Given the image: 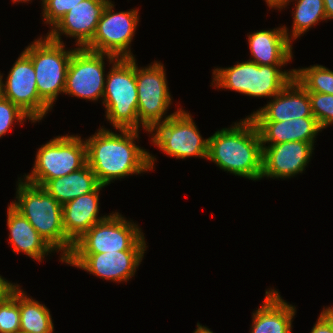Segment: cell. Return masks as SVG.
<instances>
[{
  "label": "cell",
  "instance_id": "11",
  "mask_svg": "<svg viewBox=\"0 0 333 333\" xmlns=\"http://www.w3.org/2000/svg\"><path fill=\"white\" fill-rule=\"evenodd\" d=\"M113 9L114 4L109 1L92 40L84 48L117 58H135L131 53L130 44L139 22V10L131 9L115 13Z\"/></svg>",
  "mask_w": 333,
  "mask_h": 333
},
{
  "label": "cell",
  "instance_id": "17",
  "mask_svg": "<svg viewBox=\"0 0 333 333\" xmlns=\"http://www.w3.org/2000/svg\"><path fill=\"white\" fill-rule=\"evenodd\" d=\"M253 121H287L296 118H315L310 98L293 78L268 104L249 116Z\"/></svg>",
  "mask_w": 333,
  "mask_h": 333
},
{
  "label": "cell",
  "instance_id": "12",
  "mask_svg": "<svg viewBox=\"0 0 333 333\" xmlns=\"http://www.w3.org/2000/svg\"><path fill=\"white\" fill-rule=\"evenodd\" d=\"M104 56H107L109 64L118 59L86 48H74L67 68L64 93L89 101L102 99L106 81Z\"/></svg>",
  "mask_w": 333,
  "mask_h": 333
},
{
  "label": "cell",
  "instance_id": "25",
  "mask_svg": "<svg viewBox=\"0 0 333 333\" xmlns=\"http://www.w3.org/2000/svg\"><path fill=\"white\" fill-rule=\"evenodd\" d=\"M293 1V0H292ZM295 12L293 14L292 33L289 41L297 39L309 28L314 26L320 20H327L324 0H295Z\"/></svg>",
  "mask_w": 333,
  "mask_h": 333
},
{
  "label": "cell",
  "instance_id": "1",
  "mask_svg": "<svg viewBox=\"0 0 333 333\" xmlns=\"http://www.w3.org/2000/svg\"><path fill=\"white\" fill-rule=\"evenodd\" d=\"M120 134L100 128L86 139L87 164L100 185H108L132 174L153 170L156 158L135 144L138 130L118 129Z\"/></svg>",
  "mask_w": 333,
  "mask_h": 333
},
{
  "label": "cell",
  "instance_id": "10",
  "mask_svg": "<svg viewBox=\"0 0 333 333\" xmlns=\"http://www.w3.org/2000/svg\"><path fill=\"white\" fill-rule=\"evenodd\" d=\"M192 119L191 114L181 109L149 132L153 135L151 142L176 159L207 158L209 139H202Z\"/></svg>",
  "mask_w": 333,
  "mask_h": 333
},
{
  "label": "cell",
  "instance_id": "16",
  "mask_svg": "<svg viewBox=\"0 0 333 333\" xmlns=\"http://www.w3.org/2000/svg\"><path fill=\"white\" fill-rule=\"evenodd\" d=\"M261 178H291L302 173L310 161L314 145L303 141H289L262 146Z\"/></svg>",
  "mask_w": 333,
  "mask_h": 333
},
{
  "label": "cell",
  "instance_id": "30",
  "mask_svg": "<svg viewBox=\"0 0 333 333\" xmlns=\"http://www.w3.org/2000/svg\"><path fill=\"white\" fill-rule=\"evenodd\" d=\"M31 118L10 100L3 98L0 100V138L9 131L12 124ZM17 120V121H16Z\"/></svg>",
  "mask_w": 333,
  "mask_h": 333
},
{
  "label": "cell",
  "instance_id": "18",
  "mask_svg": "<svg viewBox=\"0 0 333 333\" xmlns=\"http://www.w3.org/2000/svg\"><path fill=\"white\" fill-rule=\"evenodd\" d=\"M250 61L258 65H285L293 58L287 27L260 30L248 35Z\"/></svg>",
  "mask_w": 333,
  "mask_h": 333
},
{
  "label": "cell",
  "instance_id": "9",
  "mask_svg": "<svg viewBox=\"0 0 333 333\" xmlns=\"http://www.w3.org/2000/svg\"><path fill=\"white\" fill-rule=\"evenodd\" d=\"M153 64V65H152ZM150 66L138 68L136 84L138 91V130L150 132L156 125L165 122L182 108L164 117L172 103L166 73L162 63L155 61ZM164 117V119H163Z\"/></svg>",
  "mask_w": 333,
  "mask_h": 333
},
{
  "label": "cell",
  "instance_id": "34",
  "mask_svg": "<svg viewBox=\"0 0 333 333\" xmlns=\"http://www.w3.org/2000/svg\"><path fill=\"white\" fill-rule=\"evenodd\" d=\"M13 285V283L9 282L5 278L0 276V297Z\"/></svg>",
  "mask_w": 333,
  "mask_h": 333
},
{
  "label": "cell",
  "instance_id": "3",
  "mask_svg": "<svg viewBox=\"0 0 333 333\" xmlns=\"http://www.w3.org/2000/svg\"><path fill=\"white\" fill-rule=\"evenodd\" d=\"M18 181L17 200L11 205L27 218L55 251L62 252L60 260L64 262L74 243L65 234L62 205L42 187L30 184L24 179Z\"/></svg>",
  "mask_w": 333,
  "mask_h": 333
},
{
  "label": "cell",
  "instance_id": "7",
  "mask_svg": "<svg viewBox=\"0 0 333 333\" xmlns=\"http://www.w3.org/2000/svg\"><path fill=\"white\" fill-rule=\"evenodd\" d=\"M24 52L34 66L39 96L52 108L58 95L64 93L67 68L74 50H65L64 43L46 35L28 45Z\"/></svg>",
  "mask_w": 333,
  "mask_h": 333
},
{
  "label": "cell",
  "instance_id": "14",
  "mask_svg": "<svg viewBox=\"0 0 333 333\" xmlns=\"http://www.w3.org/2000/svg\"><path fill=\"white\" fill-rule=\"evenodd\" d=\"M146 250H125L104 253H70L66 264L83 269L103 280L128 281L135 275Z\"/></svg>",
  "mask_w": 333,
  "mask_h": 333
},
{
  "label": "cell",
  "instance_id": "33",
  "mask_svg": "<svg viewBox=\"0 0 333 333\" xmlns=\"http://www.w3.org/2000/svg\"><path fill=\"white\" fill-rule=\"evenodd\" d=\"M324 8L327 20L333 19V0H324Z\"/></svg>",
  "mask_w": 333,
  "mask_h": 333
},
{
  "label": "cell",
  "instance_id": "4",
  "mask_svg": "<svg viewBox=\"0 0 333 333\" xmlns=\"http://www.w3.org/2000/svg\"><path fill=\"white\" fill-rule=\"evenodd\" d=\"M107 73L102 104L115 129L138 130L136 59L118 58Z\"/></svg>",
  "mask_w": 333,
  "mask_h": 333
},
{
  "label": "cell",
  "instance_id": "37",
  "mask_svg": "<svg viewBox=\"0 0 333 333\" xmlns=\"http://www.w3.org/2000/svg\"><path fill=\"white\" fill-rule=\"evenodd\" d=\"M12 1H13V3H15V2H16V3H17V2H18V3H19V2H22V3H23V2H29V1H31V0H12Z\"/></svg>",
  "mask_w": 333,
  "mask_h": 333
},
{
  "label": "cell",
  "instance_id": "24",
  "mask_svg": "<svg viewBox=\"0 0 333 333\" xmlns=\"http://www.w3.org/2000/svg\"><path fill=\"white\" fill-rule=\"evenodd\" d=\"M20 333H47L54 328L48 308L19 287Z\"/></svg>",
  "mask_w": 333,
  "mask_h": 333
},
{
  "label": "cell",
  "instance_id": "38",
  "mask_svg": "<svg viewBox=\"0 0 333 333\" xmlns=\"http://www.w3.org/2000/svg\"><path fill=\"white\" fill-rule=\"evenodd\" d=\"M53 331H54V328L51 331L47 332V333H53Z\"/></svg>",
  "mask_w": 333,
  "mask_h": 333
},
{
  "label": "cell",
  "instance_id": "26",
  "mask_svg": "<svg viewBox=\"0 0 333 333\" xmlns=\"http://www.w3.org/2000/svg\"><path fill=\"white\" fill-rule=\"evenodd\" d=\"M294 78L308 92L333 95V71L322 65L294 69Z\"/></svg>",
  "mask_w": 333,
  "mask_h": 333
},
{
  "label": "cell",
  "instance_id": "8",
  "mask_svg": "<svg viewBox=\"0 0 333 333\" xmlns=\"http://www.w3.org/2000/svg\"><path fill=\"white\" fill-rule=\"evenodd\" d=\"M134 222L115 212L86 231L74 242L71 253H104L146 250L144 233Z\"/></svg>",
  "mask_w": 333,
  "mask_h": 333
},
{
  "label": "cell",
  "instance_id": "6",
  "mask_svg": "<svg viewBox=\"0 0 333 333\" xmlns=\"http://www.w3.org/2000/svg\"><path fill=\"white\" fill-rule=\"evenodd\" d=\"M87 164V146L80 136H57L36 153L34 168L26 182L42 187L47 181L63 177Z\"/></svg>",
  "mask_w": 333,
  "mask_h": 333
},
{
  "label": "cell",
  "instance_id": "5",
  "mask_svg": "<svg viewBox=\"0 0 333 333\" xmlns=\"http://www.w3.org/2000/svg\"><path fill=\"white\" fill-rule=\"evenodd\" d=\"M282 66L285 65H258L250 60L237 62L228 68L213 69L211 85L252 97L272 98L294 78V69L282 71Z\"/></svg>",
  "mask_w": 333,
  "mask_h": 333
},
{
  "label": "cell",
  "instance_id": "23",
  "mask_svg": "<svg viewBox=\"0 0 333 333\" xmlns=\"http://www.w3.org/2000/svg\"><path fill=\"white\" fill-rule=\"evenodd\" d=\"M99 185L96 175L86 164L68 175L47 181L42 188L57 202L64 205L81 195L94 191Z\"/></svg>",
  "mask_w": 333,
  "mask_h": 333
},
{
  "label": "cell",
  "instance_id": "19",
  "mask_svg": "<svg viewBox=\"0 0 333 333\" xmlns=\"http://www.w3.org/2000/svg\"><path fill=\"white\" fill-rule=\"evenodd\" d=\"M103 187L105 186L99 185L94 191L62 205L65 234L73 243L93 225L107 217L106 215L98 217L99 191Z\"/></svg>",
  "mask_w": 333,
  "mask_h": 333
},
{
  "label": "cell",
  "instance_id": "35",
  "mask_svg": "<svg viewBox=\"0 0 333 333\" xmlns=\"http://www.w3.org/2000/svg\"><path fill=\"white\" fill-rule=\"evenodd\" d=\"M193 333H213V332L206 326H202L199 323H197V328Z\"/></svg>",
  "mask_w": 333,
  "mask_h": 333
},
{
  "label": "cell",
  "instance_id": "2",
  "mask_svg": "<svg viewBox=\"0 0 333 333\" xmlns=\"http://www.w3.org/2000/svg\"><path fill=\"white\" fill-rule=\"evenodd\" d=\"M210 136L206 160L234 175L260 180L263 148L258 129L248 116Z\"/></svg>",
  "mask_w": 333,
  "mask_h": 333
},
{
  "label": "cell",
  "instance_id": "21",
  "mask_svg": "<svg viewBox=\"0 0 333 333\" xmlns=\"http://www.w3.org/2000/svg\"><path fill=\"white\" fill-rule=\"evenodd\" d=\"M253 122L258 129L262 146H266V143L274 145L289 141H303L314 145L315 136L322 131L316 118Z\"/></svg>",
  "mask_w": 333,
  "mask_h": 333
},
{
  "label": "cell",
  "instance_id": "36",
  "mask_svg": "<svg viewBox=\"0 0 333 333\" xmlns=\"http://www.w3.org/2000/svg\"><path fill=\"white\" fill-rule=\"evenodd\" d=\"M2 78H3V74L1 75L0 74V100L4 98L3 96V81H2Z\"/></svg>",
  "mask_w": 333,
  "mask_h": 333
},
{
  "label": "cell",
  "instance_id": "32",
  "mask_svg": "<svg viewBox=\"0 0 333 333\" xmlns=\"http://www.w3.org/2000/svg\"><path fill=\"white\" fill-rule=\"evenodd\" d=\"M265 1L270 8H275V9L278 8V10L279 9L281 10L283 7L285 8V6H287L291 0H265Z\"/></svg>",
  "mask_w": 333,
  "mask_h": 333
},
{
  "label": "cell",
  "instance_id": "13",
  "mask_svg": "<svg viewBox=\"0 0 333 333\" xmlns=\"http://www.w3.org/2000/svg\"><path fill=\"white\" fill-rule=\"evenodd\" d=\"M35 69L31 58L23 51L3 83V96L18 106L34 123L40 121L51 107L39 96Z\"/></svg>",
  "mask_w": 333,
  "mask_h": 333
},
{
  "label": "cell",
  "instance_id": "31",
  "mask_svg": "<svg viewBox=\"0 0 333 333\" xmlns=\"http://www.w3.org/2000/svg\"><path fill=\"white\" fill-rule=\"evenodd\" d=\"M311 333H333V307L321 311Z\"/></svg>",
  "mask_w": 333,
  "mask_h": 333
},
{
  "label": "cell",
  "instance_id": "29",
  "mask_svg": "<svg viewBox=\"0 0 333 333\" xmlns=\"http://www.w3.org/2000/svg\"><path fill=\"white\" fill-rule=\"evenodd\" d=\"M83 0H42L43 18L46 24L54 26L70 9Z\"/></svg>",
  "mask_w": 333,
  "mask_h": 333
},
{
  "label": "cell",
  "instance_id": "22",
  "mask_svg": "<svg viewBox=\"0 0 333 333\" xmlns=\"http://www.w3.org/2000/svg\"><path fill=\"white\" fill-rule=\"evenodd\" d=\"M7 225L9 243L13 246V252H23L34 260L41 262L45 255L55 251L46 240L34 229L31 223L11 204L7 211Z\"/></svg>",
  "mask_w": 333,
  "mask_h": 333
},
{
  "label": "cell",
  "instance_id": "28",
  "mask_svg": "<svg viewBox=\"0 0 333 333\" xmlns=\"http://www.w3.org/2000/svg\"><path fill=\"white\" fill-rule=\"evenodd\" d=\"M311 110L321 129L333 124V95L308 92Z\"/></svg>",
  "mask_w": 333,
  "mask_h": 333
},
{
  "label": "cell",
  "instance_id": "27",
  "mask_svg": "<svg viewBox=\"0 0 333 333\" xmlns=\"http://www.w3.org/2000/svg\"><path fill=\"white\" fill-rule=\"evenodd\" d=\"M19 286L14 283L0 297V333H20Z\"/></svg>",
  "mask_w": 333,
  "mask_h": 333
},
{
  "label": "cell",
  "instance_id": "20",
  "mask_svg": "<svg viewBox=\"0 0 333 333\" xmlns=\"http://www.w3.org/2000/svg\"><path fill=\"white\" fill-rule=\"evenodd\" d=\"M264 298L262 306L253 313L251 333H291L296 307L274 289L266 290Z\"/></svg>",
  "mask_w": 333,
  "mask_h": 333
},
{
  "label": "cell",
  "instance_id": "15",
  "mask_svg": "<svg viewBox=\"0 0 333 333\" xmlns=\"http://www.w3.org/2000/svg\"><path fill=\"white\" fill-rule=\"evenodd\" d=\"M110 0H83L70 9L46 34L51 40L63 43L61 34L76 38V46L84 48L93 38L97 24Z\"/></svg>",
  "mask_w": 333,
  "mask_h": 333
}]
</instances>
